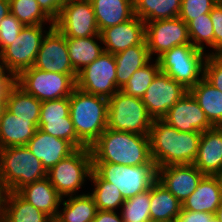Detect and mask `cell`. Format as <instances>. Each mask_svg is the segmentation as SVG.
I'll return each instance as SVG.
<instances>
[{
	"label": "cell",
	"mask_w": 222,
	"mask_h": 222,
	"mask_svg": "<svg viewBox=\"0 0 222 222\" xmlns=\"http://www.w3.org/2000/svg\"><path fill=\"white\" fill-rule=\"evenodd\" d=\"M214 29V51L211 54H222V0H219L209 13Z\"/></svg>",
	"instance_id": "7bdbcfd3"
},
{
	"label": "cell",
	"mask_w": 222,
	"mask_h": 222,
	"mask_svg": "<svg viewBox=\"0 0 222 222\" xmlns=\"http://www.w3.org/2000/svg\"><path fill=\"white\" fill-rule=\"evenodd\" d=\"M16 83L41 102L70 97L76 81L68 74L40 70L34 66L23 70Z\"/></svg>",
	"instance_id": "30bf717a"
},
{
	"label": "cell",
	"mask_w": 222,
	"mask_h": 222,
	"mask_svg": "<svg viewBox=\"0 0 222 222\" xmlns=\"http://www.w3.org/2000/svg\"><path fill=\"white\" fill-rule=\"evenodd\" d=\"M47 32L43 25L24 26L12 44L0 53L2 69L17 77L23 70L33 67Z\"/></svg>",
	"instance_id": "9c48e42d"
},
{
	"label": "cell",
	"mask_w": 222,
	"mask_h": 222,
	"mask_svg": "<svg viewBox=\"0 0 222 222\" xmlns=\"http://www.w3.org/2000/svg\"><path fill=\"white\" fill-rule=\"evenodd\" d=\"M10 13L24 26L43 25L54 22L43 12L36 0H9Z\"/></svg>",
	"instance_id": "836d02e7"
},
{
	"label": "cell",
	"mask_w": 222,
	"mask_h": 222,
	"mask_svg": "<svg viewBox=\"0 0 222 222\" xmlns=\"http://www.w3.org/2000/svg\"><path fill=\"white\" fill-rule=\"evenodd\" d=\"M26 147L41 161L46 171L77 150L69 141L51 136L39 128Z\"/></svg>",
	"instance_id": "d6986e66"
},
{
	"label": "cell",
	"mask_w": 222,
	"mask_h": 222,
	"mask_svg": "<svg viewBox=\"0 0 222 222\" xmlns=\"http://www.w3.org/2000/svg\"><path fill=\"white\" fill-rule=\"evenodd\" d=\"M16 83V77L5 70L0 71V103H6L10 88Z\"/></svg>",
	"instance_id": "bcb514c9"
},
{
	"label": "cell",
	"mask_w": 222,
	"mask_h": 222,
	"mask_svg": "<svg viewBox=\"0 0 222 222\" xmlns=\"http://www.w3.org/2000/svg\"><path fill=\"white\" fill-rule=\"evenodd\" d=\"M187 92L188 90L180 83L159 72L141 99L153 119H162Z\"/></svg>",
	"instance_id": "9a60e30c"
},
{
	"label": "cell",
	"mask_w": 222,
	"mask_h": 222,
	"mask_svg": "<svg viewBox=\"0 0 222 222\" xmlns=\"http://www.w3.org/2000/svg\"><path fill=\"white\" fill-rule=\"evenodd\" d=\"M69 103L77 137L90 147L107 129L108 99L75 88Z\"/></svg>",
	"instance_id": "3957f363"
},
{
	"label": "cell",
	"mask_w": 222,
	"mask_h": 222,
	"mask_svg": "<svg viewBox=\"0 0 222 222\" xmlns=\"http://www.w3.org/2000/svg\"><path fill=\"white\" fill-rule=\"evenodd\" d=\"M5 108H6V103H0V116L2 115Z\"/></svg>",
	"instance_id": "f5cc1de1"
},
{
	"label": "cell",
	"mask_w": 222,
	"mask_h": 222,
	"mask_svg": "<svg viewBox=\"0 0 222 222\" xmlns=\"http://www.w3.org/2000/svg\"><path fill=\"white\" fill-rule=\"evenodd\" d=\"M145 34L151 58L156 54L157 59L175 46L191 44L188 25L180 17L146 22Z\"/></svg>",
	"instance_id": "4fadbf2b"
},
{
	"label": "cell",
	"mask_w": 222,
	"mask_h": 222,
	"mask_svg": "<svg viewBox=\"0 0 222 222\" xmlns=\"http://www.w3.org/2000/svg\"><path fill=\"white\" fill-rule=\"evenodd\" d=\"M2 222H51L52 218L24 200L17 192L10 191L3 211Z\"/></svg>",
	"instance_id": "f546056e"
},
{
	"label": "cell",
	"mask_w": 222,
	"mask_h": 222,
	"mask_svg": "<svg viewBox=\"0 0 222 222\" xmlns=\"http://www.w3.org/2000/svg\"><path fill=\"white\" fill-rule=\"evenodd\" d=\"M93 170L118 189L124 200L148 189L157 181L156 165L125 166L113 163H93Z\"/></svg>",
	"instance_id": "52a82bcc"
},
{
	"label": "cell",
	"mask_w": 222,
	"mask_h": 222,
	"mask_svg": "<svg viewBox=\"0 0 222 222\" xmlns=\"http://www.w3.org/2000/svg\"><path fill=\"white\" fill-rule=\"evenodd\" d=\"M17 193L38 210L55 219L59 212L62 197L46 177L42 180L26 184Z\"/></svg>",
	"instance_id": "44dd1931"
},
{
	"label": "cell",
	"mask_w": 222,
	"mask_h": 222,
	"mask_svg": "<svg viewBox=\"0 0 222 222\" xmlns=\"http://www.w3.org/2000/svg\"><path fill=\"white\" fill-rule=\"evenodd\" d=\"M154 63L150 64L149 62L144 67L135 71L127 84L120 90L126 95L142 98L151 82L160 72L159 62L157 59H155Z\"/></svg>",
	"instance_id": "8d00e7d4"
},
{
	"label": "cell",
	"mask_w": 222,
	"mask_h": 222,
	"mask_svg": "<svg viewBox=\"0 0 222 222\" xmlns=\"http://www.w3.org/2000/svg\"><path fill=\"white\" fill-rule=\"evenodd\" d=\"M180 132H201L213 128L196 99L188 91L162 118Z\"/></svg>",
	"instance_id": "2e32d148"
},
{
	"label": "cell",
	"mask_w": 222,
	"mask_h": 222,
	"mask_svg": "<svg viewBox=\"0 0 222 222\" xmlns=\"http://www.w3.org/2000/svg\"><path fill=\"white\" fill-rule=\"evenodd\" d=\"M99 32L124 23L135 16L134 0H90Z\"/></svg>",
	"instance_id": "cb8c5ba5"
},
{
	"label": "cell",
	"mask_w": 222,
	"mask_h": 222,
	"mask_svg": "<svg viewBox=\"0 0 222 222\" xmlns=\"http://www.w3.org/2000/svg\"><path fill=\"white\" fill-rule=\"evenodd\" d=\"M187 25L191 44L195 48L205 51V43L214 50V29L209 13L195 17Z\"/></svg>",
	"instance_id": "74e56055"
},
{
	"label": "cell",
	"mask_w": 222,
	"mask_h": 222,
	"mask_svg": "<svg viewBox=\"0 0 222 222\" xmlns=\"http://www.w3.org/2000/svg\"><path fill=\"white\" fill-rule=\"evenodd\" d=\"M41 103L15 83L8 92L6 109L17 117L31 118V122L38 127Z\"/></svg>",
	"instance_id": "4dcf8cb0"
},
{
	"label": "cell",
	"mask_w": 222,
	"mask_h": 222,
	"mask_svg": "<svg viewBox=\"0 0 222 222\" xmlns=\"http://www.w3.org/2000/svg\"><path fill=\"white\" fill-rule=\"evenodd\" d=\"M70 117L69 97L43 101L39 119H55Z\"/></svg>",
	"instance_id": "60d3db41"
},
{
	"label": "cell",
	"mask_w": 222,
	"mask_h": 222,
	"mask_svg": "<svg viewBox=\"0 0 222 222\" xmlns=\"http://www.w3.org/2000/svg\"><path fill=\"white\" fill-rule=\"evenodd\" d=\"M62 198V211L58 212L56 219L59 222H92L97 214V206L90 193L68 196Z\"/></svg>",
	"instance_id": "f1b7e54d"
},
{
	"label": "cell",
	"mask_w": 222,
	"mask_h": 222,
	"mask_svg": "<svg viewBox=\"0 0 222 222\" xmlns=\"http://www.w3.org/2000/svg\"><path fill=\"white\" fill-rule=\"evenodd\" d=\"M0 169L7 187L12 192L47 177L41 161L26 146L1 148Z\"/></svg>",
	"instance_id": "5b68a950"
},
{
	"label": "cell",
	"mask_w": 222,
	"mask_h": 222,
	"mask_svg": "<svg viewBox=\"0 0 222 222\" xmlns=\"http://www.w3.org/2000/svg\"><path fill=\"white\" fill-rule=\"evenodd\" d=\"M34 67L47 72L68 74L76 81L77 73L70 61L66 37L54 25H50L42 40Z\"/></svg>",
	"instance_id": "5bb4252c"
},
{
	"label": "cell",
	"mask_w": 222,
	"mask_h": 222,
	"mask_svg": "<svg viewBox=\"0 0 222 222\" xmlns=\"http://www.w3.org/2000/svg\"><path fill=\"white\" fill-rule=\"evenodd\" d=\"M204 174L194 164L157 168V181L181 203L195 190Z\"/></svg>",
	"instance_id": "e0dca14e"
},
{
	"label": "cell",
	"mask_w": 222,
	"mask_h": 222,
	"mask_svg": "<svg viewBox=\"0 0 222 222\" xmlns=\"http://www.w3.org/2000/svg\"><path fill=\"white\" fill-rule=\"evenodd\" d=\"M189 92L204 111L208 121L214 127L222 126V92L204 77Z\"/></svg>",
	"instance_id": "4316f807"
},
{
	"label": "cell",
	"mask_w": 222,
	"mask_h": 222,
	"mask_svg": "<svg viewBox=\"0 0 222 222\" xmlns=\"http://www.w3.org/2000/svg\"><path fill=\"white\" fill-rule=\"evenodd\" d=\"M101 36H89L84 38H66L68 54L76 73L80 72L86 66L94 62L104 53Z\"/></svg>",
	"instance_id": "83f0119b"
},
{
	"label": "cell",
	"mask_w": 222,
	"mask_h": 222,
	"mask_svg": "<svg viewBox=\"0 0 222 222\" xmlns=\"http://www.w3.org/2000/svg\"><path fill=\"white\" fill-rule=\"evenodd\" d=\"M90 150L93 163L156 165L152 161L148 135L107 128L90 146Z\"/></svg>",
	"instance_id": "7a4b0ae2"
},
{
	"label": "cell",
	"mask_w": 222,
	"mask_h": 222,
	"mask_svg": "<svg viewBox=\"0 0 222 222\" xmlns=\"http://www.w3.org/2000/svg\"><path fill=\"white\" fill-rule=\"evenodd\" d=\"M204 78L222 92V54L208 53L204 64Z\"/></svg>",
	"instance_id": "b9f144b4"
},
{
	"label": "cell",
	"mask_w": 222,
	"mask_h": 222,
	"mask_svg": "<svg viewBox=\"0 0 222 222\" xmlns=\"http://www.w3.org/2000/svg\"><path fill=\"white\" fill-rule=\"evenodd\" d=\"M153 118L139 97L118 90L108 99L107 128L114 131L148 135Z\"/></svg>",
	"instance_id": "8992f818"
},
{
	"label": "cell",
	"mask_w": 222,
	"mask_h": 222,
	"mask_svg": "<svg viewBox=\"0 0 222 222\" xmlns=\"http://www.w3.org/2000/svg\"><path fill=\"white\" fill-rule=\"evenodd\" d=\"M114 54L105 52L77 73L76 88L109 99L118 90Z\"/></svg>",
	"instance_id": "8fae6325"
},
{
	"label": "cell",
	"mask_w": 222,
	"mask_h": 222,
	"mask_svg": "<svg viewBox=\"0 0 222 222\" xmlns=\"http://www.w3.org/2000/svg\"><path fill=\"white\" fill-rule=\"evenodd\" d=\"M24 25L11 13L0 22V53L16 39Z\"/></svg>",
	"instance_id": "ab89813d"
},
{
	"label": "cell",
	"mask_w": 222,
	"mask_h": 222,
	"mask_svg": "<svg viewBox=\"0 0 222 222\" xmlns=\"http://www.w3.org/2000/svg\"><path fill=\"white\" fill-rule=\"evenodd\" d=\"M43 12L54 22L66 0H36Z\"/></svg>",
	"instance_id": "ee69618b"
},
{
	"label": "cell",
	"mask_w": 222,
	"mask_h": 222,
	"mask_svg": "<svg viewBox=\"0 0 222 222\" xmlns=\"http://www.w3.org/2000/svg\"><path fill=\"white\" fill-rule=\"evenodd\" d=\"M116 84L119 89L127 84L135 71L151 62L147 45H136L114 55Z\"/></svg>",
	"instance_id": "484cf974"
},
{
	"label": "cell",
	"mask_w": 222,
	"mask_h": 222,
	"mask_svg": "<svg viewBox=\"0 0 222 222\" xmlns=\"http://www.w3.org/2000/svg\"><path fill=\"white\" fill-rule=\"evenodd\" d=\"M54 26L66 38L100 36L90 0H66Z\"/></svg>",
	"instance_id": "7c38bea8"
},
{
	"label": "cell",
	"mask_w": 222,
	"mask_h": 222,
	"mask_svg": "<svg viewBox=\"0 0 222 222\" xmlns=\"http://www.w3.org/2000/svg\"><path fill=\"white\" fill-rule=\"evenodd\" d=\"M212 222H220V221H218L217 219L214 218V219L212 220Z\"/></svg>",
	"instance_id": "11a10c76"
},
{
	"label": "cell",
	"mask_w": 222,
	"mask_h": 222,
	"mask_svg": "<svg viewBox=\"0 0 222 222\" xmlns=\"http://www.w3.org/2000/svg\"><path fill=\"white\" fill-rule=\"evenodd\" d=\"M100 36L102 44L105 46L104 51L114 55L132 46L147 45L145 22L138 16L103 29Z\"/></svg>",
	"instance_id": "ac0fdd59"
},
{
	"label": "cell",
	"mask_w": 222,
	"mask_h": 222,
	"mask_svg": "<svg viewBox=\"0 0 222 222\" xmlns=\"http://www.w3.org/2000/svg\"><path fill=\"white\" fill-rule=\"evenodd\" d=\"M94 188L92 197L98 210L116 211L125 202L120 191L109 183L103 180L94 170H92L90 179Z\"/></svg>",
	"instance_id": "d6a6232c"
},
{
	"label": "cell",
	"mask_w": 222,
	"mask_h": 222,
	"mask_svg": "<svg viewBox=\"0 0 222 222\" xmlns=\"http://www.w3.org/2000/svg\"><path fill=\"white\" fill-rule=\"evenodd\" d=\"M182 203L158 181L151 186V222H176Z\"/></svg>",
	"instance_id": "d4e9b609"
},
{
	"label": "cell",
	"mask_w": 222,
	"mask_h": 222,
	"mask_svg": "<svg viewBox=\"0 0 222 222\" xmlns=\"http://www.w3.org/2000/svg\"><path fill=\"white\" fill-rule=\"evenodd\" d=\"M215 176L217 177V179H218V181H219L220 189H221V191H222V171L219 172V173H217Z\"/></svg>",
	"instance_id": "816d5d0a"
},
{
	"label": "cell",
	"mask_w": 222,
	"mask_h": 222,
	"mask_svg": "<svg viewBox=\"0 0 222 222\" xmlns=\"http://www.w3.org/2000/svg\"><path fill=\"white\" fill-rule=\"evenodd\" d=\"M9 193L10 189L7 187L0 169V213L3 211V208L7 203Z\"/></svg>",
	"instance_id": "c3c4849f"
},
{
	"label": "cell",
	"mask_w": 222,
	"mask_h": 222,
	"mask_svg": "<svg viewBox=\"0 0 222 222\" xmlns=\"http://www.w3.org/2000/svg\"><path fill=\"white\" fill-rule=\"evenodd\" d=\"M51 222H59V221L55 218V219H52Z\"/></svg>",
	"instance_id": "db71d44e"
},
{
	"label": "cell",
	"mask_w": 222,
	"mask_h": 222,
	"mask_svg": "<svg viewBox=\"0 0 222 222\" xmlns=\"http://www.w3.org/2000/svg\"><path fill=\"white\" fill-rule=\"evenodd\" d=\"M222 201V191L215 175H204L196 190L182 202V209L215 214Z\"/></svg>",
	"instance_id": "7402d4cb"
},
{
	"label": "cell",
	"mask_w": 222,
	"mask_h": 222,
	"mask_svg": "<svg viewBox=\"0 0 222 222\" xmlns=\"http://www.w3.org/2000/svg\"><path fill=\"white\" fill-rule=\"evenodd\" d=\"M206 51L183 44L165 51L157 58L160 72L180 83L188 91L204 77Z\"/></svg>",
	"instance_id": "277c9868"
},
{
	"label": "cell",
	"mask_w": 222,
	"mask_h": 222,
	"mask_svg": "<svg viewBox=\"0 0 222 222\" xmlns=\"http://www.w3.org/2000/svg\"><path fill=\"white\" fill-rule=\"evenodd\" d=\"M214 214L182 209L176 222H212Z\"/></svg>",
	"instance_id": "f6af8a7d"
},
{
	"label": "cell",
	"mask_w": 222,
	"mask_h": 222,
	"mask_svg": "<svg viewBox=\"0 0 222 222\" xmlns=\"http://www.w3.org/2000/svg\"><path fill=\"white\" fill-rule=\"evenodd\" d=\"M193 164L204 175H216L222 171V127H213L201 134Z\"/></svg>",
	"instance_id": "ffe728a7"
},
{
	"label": "cell",
	"mask_w": 222,
	"mask_h": 222,
	"mask_svg": "<svg viewBox=\"0 0 222 222\" xmlns=\"http://www.w3.org/2000/svg\"><path fill=\"white\" fill-rule=\"evenodd\" d=\"M219 0H182L179 17L188 24L195 17L208 14Z\"/></svg>",
	"instance_id": "f35d334b"
},
{
	"label": "cell",
	"mask_w": 222,
	"mask_h": 222,
	"mask_svg": "<svg viewBox=\"0 0 222 222\" xmlns=\"http://www.w3.org/2000/svg\"><path fill=\"white\" fill-rule=\"evenodd\" d=\"M93 170L90 147L77 149L47 171V178L58 194L64 198L76 195ZM88 177V178H87Z\"/></svg>",
	"instance_id": "ba28073f"
},
{
	"label": "cell",
	"mask_w": 222,
	"mask_h": 222,
	"mask_svg": "<svg viewBox=\"0 0 222 222\" xmlns=\"http://www.w3.org/2000/svg\"><path fill=\"white\" fill-rule=\"evenodd\" d=\"M37 129L31 118L17 117L5 108L0 116V149L26 146Z\"/></svg>",
	"instance_id": "603a6c76"
},
{
	"label": "cell",
	"mask_w": 222,
	"mask_h": 222,
	"mask_svg": "<svg viewBox=\"0 0 222 222\" xmlns=\"http://www.w3.org/2000/svg\"><path fill=\"white\" fill-rule=\"evenodd\" d=\"M182 0H134V14L151 22L179 17Z\"/></svg>",
	"instance_id": "1f68e13d"
},
{
	"label": "cell",
	"mask_w": 222,
	"mask_h": 222,
	"mask_svg": "<svg viewBox=\"0 0 222 222\" xmlns=\"http://www.w3.org/2000/svg\"><path fill=\"white\" fill-rule=\"evenodd\" d=\"M150 189L126 199L121 206V218L124 222H151L150 218Z\"/></svg>",
	"instance_id": "e575fe53"
},
{
	"label": "cell",
	"mask_w": 222,
	"mask_h": 222,
	"mask_svg": "<svg viewBox=\"0 0 222 222\" xmlns=\"http://www.w3.org/2000/svg\"><path fill=\"white\" fill-rule=\"evenodd\" d=\"M214 218L222 222V201L214 214Z\"/></svg>",
	"instance_id": "f907efd6"
},
{
	"label": "cell",
	"mask_w": 222,
	"mask_h": 222,
	"mask_svg": "<svg viewBox=\"0 0 222 222\" xmlns=\"http://www.w3.org/2000/svg\"><path fill=\"white\" fill-rule=\"evenodd\" d=\"M38 128L51 136L69 141L76 149L87 147L77 137L71 117L39 119Z\"/></svg>",
	"instance_id": "d590c367"
},
{
	"label": "cell",
	"mask_w": 222,
	"mask_h": 222,
	"mask_svg": "<svg viewBox=\"0 0 222 222\" xmlns=\"http://www.w3.org/2000/svg\"><path fill=\"white\" fill-rule=\"evenodd\" d=\"M201 132H180L163 119H153L149 130L152 161L157 168L193 164L198 153Z\"/></svg>",
	"instance_id": "6da1fadb"
},
{
	"label": "cell",
	"mask_w": 222,
	"mask_h": 222,
	"mask_svg": "<svg viewBox=\"0 0 222 222\" xmlns=\"http://www.w3.org/2000/svg\"><path fill=\"white\" fill-rule=\"evenodd\" d=\"M10 13L9 0H0V22Z\"/></svg>",
	"instance_id": "681fc988"
},
{
	"label": "cell",
	"mask_w": 222,
	"mask_h": 222,
	"mask_svg": "<svg viewBox=\"0 0 222 222\" xmlns=\"http://www.w3.org/2000/svg\"><path fill=\"white\" fill-rule=\"evenodd\" d=\"M92 222H124L116 211L98 210Z\"/></svg>",
	"instance_id": "7dc6e473"
}]
</instances>
